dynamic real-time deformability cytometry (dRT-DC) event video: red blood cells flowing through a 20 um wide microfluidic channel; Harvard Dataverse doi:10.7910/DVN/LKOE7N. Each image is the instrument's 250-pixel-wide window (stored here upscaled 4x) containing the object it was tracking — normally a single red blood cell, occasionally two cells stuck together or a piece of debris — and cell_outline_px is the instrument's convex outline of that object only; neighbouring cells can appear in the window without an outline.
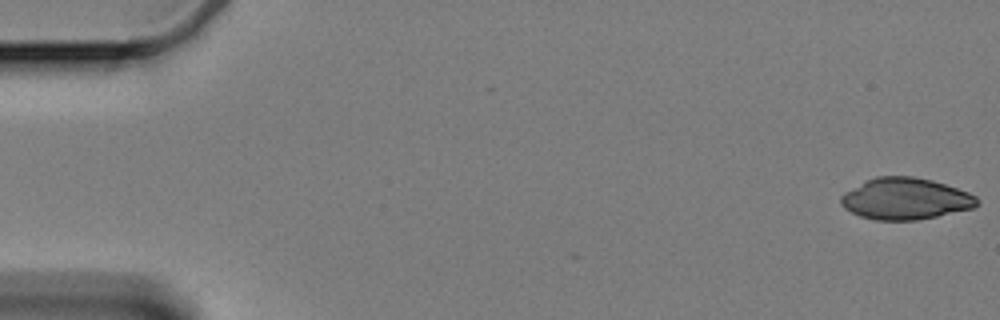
{"species": "Egyptian fruit bat (a non-hibernating species)", "species_latin": "Rousettus aegyptiacus", "temperature_condition": "cold", "stored_images_in_passage": 4, "camera_frame_rate_fps": 3000, "um_per_image_px": 0.085, "animal": {"sex": "female"}, "frame": {"image": 1, "passage_image": 1, "time_ms": 0.0, "image_size_px": [1000, 320], "cell_outline_px": [[980, 204], [972, 208], [936, 216], [916, 220], [876, 220], [860, 216], [844, 208], [840, 204], [840, 196], [844, 192], [876, 176], [912, 176], [932, 180], [968, 192], [976, 196], [980, 200]], "centroid_in_image_um": [76.96, 16.89], "position_along_channel_um": 8.0, "area_um2": 32.83}}